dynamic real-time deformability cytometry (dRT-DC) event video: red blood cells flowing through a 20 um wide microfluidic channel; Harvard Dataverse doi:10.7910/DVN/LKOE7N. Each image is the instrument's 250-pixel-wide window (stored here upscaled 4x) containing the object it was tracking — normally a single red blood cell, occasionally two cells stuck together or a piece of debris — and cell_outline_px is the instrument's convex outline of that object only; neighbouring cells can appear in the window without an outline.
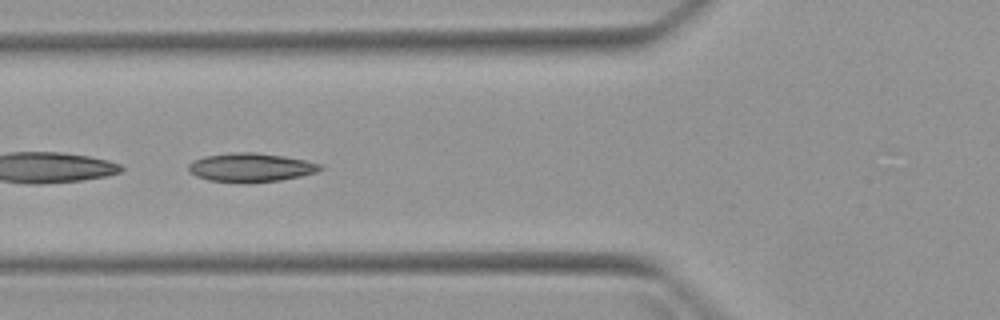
{"species": "Egyptian fruit bat (a non-hibernating species)", "species_latin": "Rousettus aegyptiacus", "temperature_condition": "warm", "stored_images_in_passage": 8, "camera_frame_rate_fps": 3000, "um_per_image_px": 0.085, "animal": {"sex": "female"}, "frame": {"image": 1, "passage_image": 5, "time_ms": 5.667, "image_size_px": [1000, 320], "cell_outline_px": [[324, 168], [316, 172], [300, 176], [280, 180], [248, 184], [208, 180], [196, 176], [188, 172], [188, 164], [192, 160], [204, 156], [232, 152], [256, 152], [284, 156], [324, 164]], "centroid_in_image_um": [21.3, 14.24], "position_along_channel_um": 104.5, "area_um2": 22.54}}
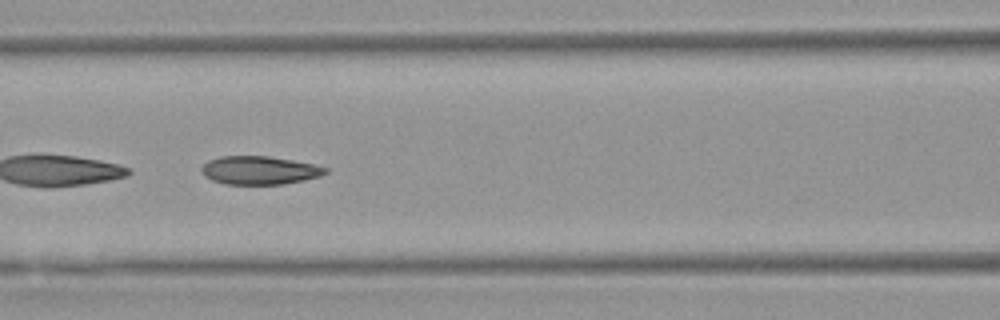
{"frame": {"image": 2, "passage_image": 6, "time_ms": 6.667, "image_size_px": [1000, 320], "cell_outline_px": [[328, 172], [320, 176], [304, 180], [284, 184], [224, 184], [212, 180], [204, 176], [200, 168], [208, 160], [220, 156], [268, 156], [316, 164], [328, 168]], "centroid_in_image_um": [22.06, 14.47], "position_along_channel_um": 144.5, "area_um2": 20.58}}
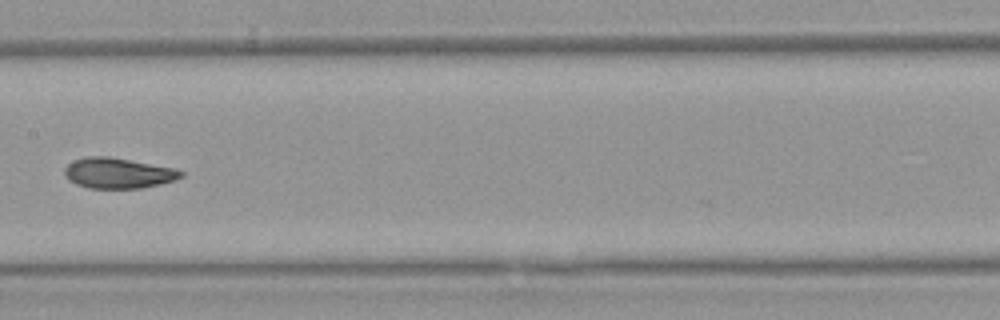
{"frame": {"image": 3, "passage_image": 7, "time_ms": 8.0, "image_size_px": [1000, 320], "cell_outline_px": [[184, 176], [176, 180], [160, 184], [140, 188], [88, 188], [76, 184], [68, 180], [64, 176], [64, 168], [72, 160], [88, 156], [108, 156], [176, 168], [184, 172]], "centroid_in_image_um": [10.03, 14.71], "position_along_channel_um": 197.4, "area_um2": 20.92}}